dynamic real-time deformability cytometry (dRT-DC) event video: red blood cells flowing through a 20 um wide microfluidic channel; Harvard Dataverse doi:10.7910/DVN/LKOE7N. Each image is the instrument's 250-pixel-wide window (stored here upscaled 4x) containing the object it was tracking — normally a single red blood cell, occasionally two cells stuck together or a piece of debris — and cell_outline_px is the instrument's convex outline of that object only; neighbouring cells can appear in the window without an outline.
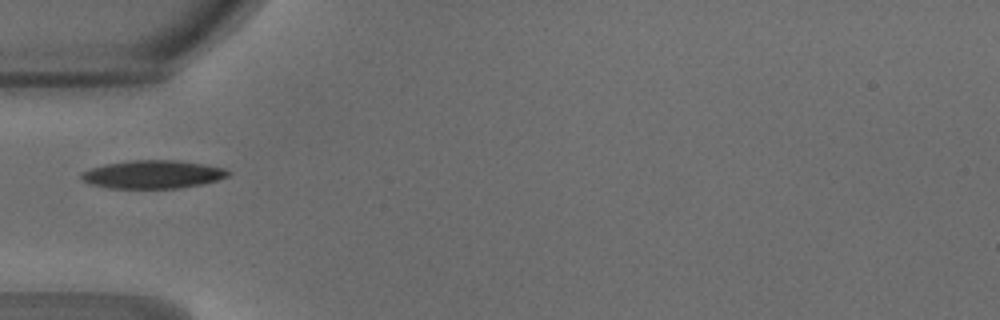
{"species": "common noctule bat (a hibernating species)", "species_latin": "Nyctalus noctula", "temperature_condition": "warm", "stored_images_in_passage": 29, "camera_frame_rate_fps": 3000, "um_per_image_px": 0.085, "animal": {"sex": "male", "body_mass_g": 18.8}, "frame": {"image": 1, "passage_image": 1, "time_ms": 0.0, "image_size_px": [1000, 320], "cell_outline_px": [[232, 172], [228, 176], [216, 180], [200, 184], [180, 188], [108, 188], [92, 184], [84, 180], [80, 176], [80, 172], [104, 164], [132, 160], [176, 160], [204, 164], [224, 168]], "centroid_in_image_um": [12.99, 14.82], "position_along_channel_um": 72.0, "area_um2": 23.99}}
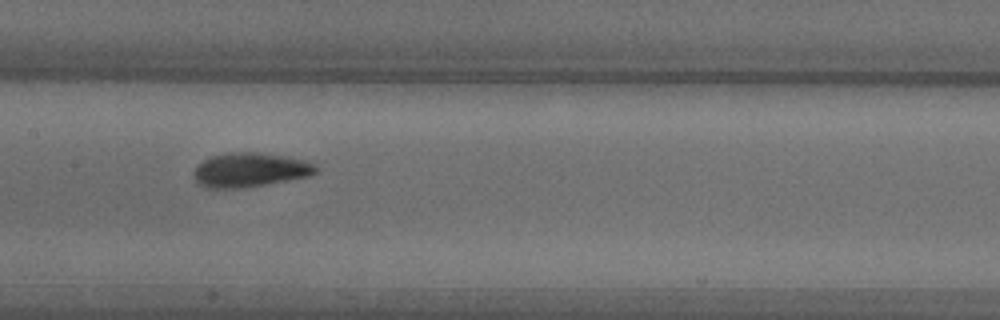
{"frame": {"image": 2, "passage_image": 9, "time_ms": 2.667, "image_size_px": [1000, 320], "cell_outline_px": [[316, 172], [308, 176], [288, 180], [240, 188], [208, 188], [200, 184], [192, 176], [192, 172], [196, 164], [212, 156], [228, 152], [256, 152], [304, 160], [316, 164]], "centroid_in_image_um": [21.18, 14.44], "position_along_channel_um": 186.2, "area_um2": 24.16}}
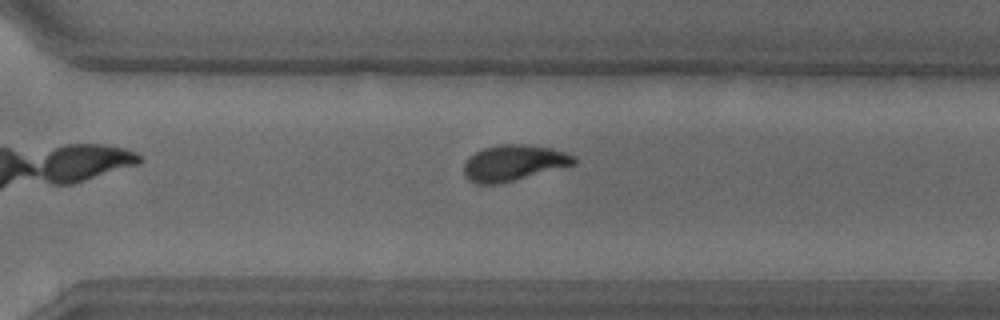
{"frame": {"image": 3, "passage_image": 19, "time_ms": 6.0, "image_size_px": [1000, 320], "cell_outline_px": [[576, 164], [496, 184], [476, 184], [468, 180], [464, 176], [464, 164], [468, 156], [484, 148], [500, 144], [528, 144], [552, 148], [576, 156]], "centroid_in_image_um": [43.64, 13.83], "position_along_channel_um": 327.0, "area_um2": 22.95}, "authors_computed_cell_mechanics": {"area_um2": 23.3512, "velocity_mm_per_s": 4.2348, "shape_relaxation_time_tau1_ms": 2.5656, "shape_relaxation_time_tau2_ms": 1.0094, "deformation_change_tau1": 0.1341, "deformation_change_tau2": 0.0678}}